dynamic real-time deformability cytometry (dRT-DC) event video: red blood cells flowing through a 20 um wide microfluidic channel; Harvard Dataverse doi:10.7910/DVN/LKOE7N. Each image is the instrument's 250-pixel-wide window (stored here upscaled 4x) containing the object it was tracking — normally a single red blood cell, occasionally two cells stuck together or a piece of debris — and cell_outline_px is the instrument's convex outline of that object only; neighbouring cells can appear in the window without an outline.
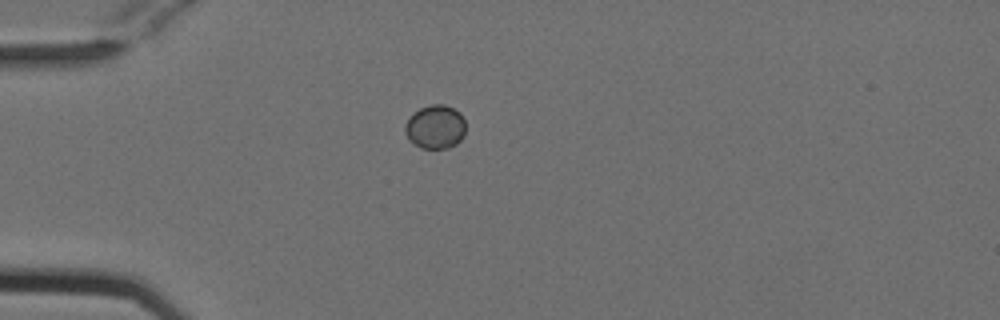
{"species": "Egyptian fruit bat (a non-hibernating species)", "species_latin": "Rousettus aegyptiacus", "temperature_condition": "cold", "stored_images_in_passage": 40, "camera_frame_rate_fps": 3000, "um_per_image_px": 0.085, "animal": {"sex": "female"}, "frame": {"image": 1, "passage_image": 1, "time_ms": 0.0, "image_size_px": [1000, 320], "cell_outline_px": [[464, 136], [456, 144], [448, 148], [420, 148], [412, 144], [408, 140], [404, 132], [404, 124], [420, 108], [432, 104], [444, 104], [460, 112], [464, 120]], "centroid_in_image_um": [36.98, 10.8], "position_along_channel_um": 48.0, "area_um2": 15.49}}
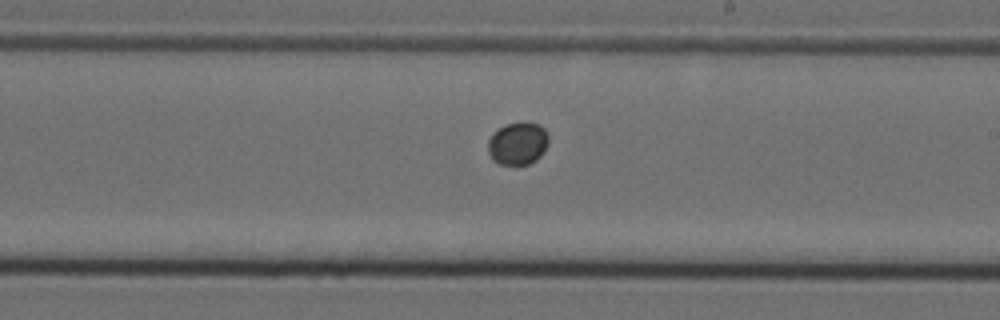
{"frame": {"image": 2, "passage_image": 18, "time_ms": 5.667, "image_size_px": [1000, 320], "cell_outline_px": [[548, 144], [544, 152], [536, 160], [528, 164], [516, 168], [500, 164], [492, 160], [488, 152], [488, 140], [500, 128], [508, 124], [524, 120], [540, 124], [544, 128], [548, 136]], "centroid_in_image_um": [44.04, 12.23], "position_along_channel_um": 245.0, "area_um2": 15.55}}
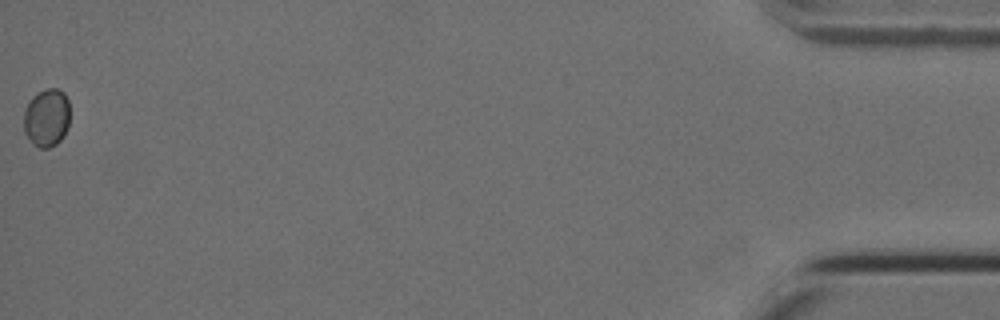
{"frame": {"image": 3, "passage_image": 40, "time_ms": 13.0, "image_size_px": [1000, 320], "cell_outline_px": [[68, 128], [64, 136], [56, 144], [48, 148], [40, 148], [24, 132], [24, 108], [32, 96], [44, 88], [56, 88], [64, 92], [68, 100]], "centroid_in_image_um": [3.97, 9.97], "position_along_channel_um": 431.2, "area_um2": 15.61}}